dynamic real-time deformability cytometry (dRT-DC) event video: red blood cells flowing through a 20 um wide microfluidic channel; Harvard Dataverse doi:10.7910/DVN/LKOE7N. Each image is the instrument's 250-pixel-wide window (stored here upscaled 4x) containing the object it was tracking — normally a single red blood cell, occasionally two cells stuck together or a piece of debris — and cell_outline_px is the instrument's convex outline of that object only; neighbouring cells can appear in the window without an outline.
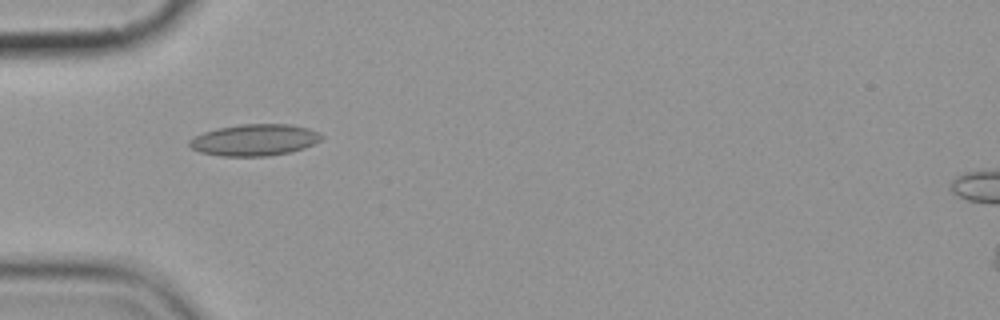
{"species": "common noctule bat (a hibernating species)", "species_latin": "Nyctalus noctula", "temperature_condition": "cold", "stored_images_in_passage": 10, "camera_frame_rate_fps": 3000, "um_per_image_px": 0.085, "animal": {"sex": "female", "body_mass_g": 19.9}, "frame": {"image": 1, "passage_image": 5, "time_ms": 4.667, "image_size_px": [1000, 320], "cell_outline_px": [[324, 136], [320, 140], [304, 148], [288, 152], [268, 156], [220, 156], [200, 152], [192, 148], [188, 144], [188, 140], [192, 136], [216, 128], [240, 124], [288, 124], [308, 128]], "centroid_in_image_um": [21.58, 11.89], "position_along_channel_um": 63.4, "area_um2": 24.28}}
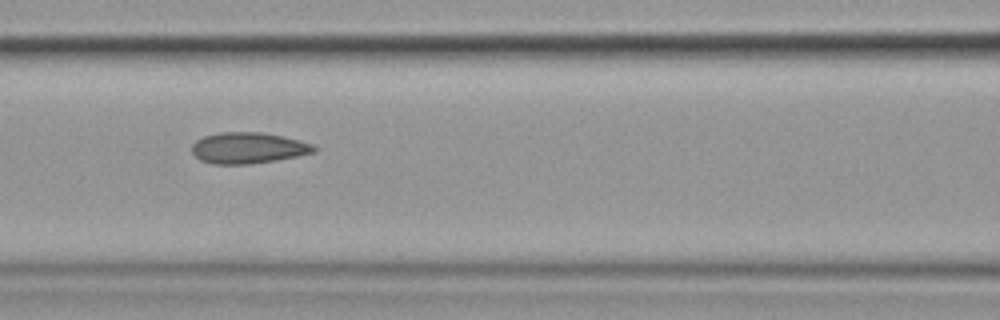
{"frame": {"image": 2, "passage_image": 7, "time_ms": 7.0, "image_size_px": [1000, 320], "cell_outline_px": [[316, 152], [276, 160], [248, 164], [212, 164], [200, 160], [192, 152], [192, 144], [196, 140], [204, 136], [220, 132], [264, 132], [300, 140], [312, 144], [316, 148]], "centroid_in_image_um": [21.08, 12.57], "position_along_channel_um": 145.5, "area_um2": 22.14}}
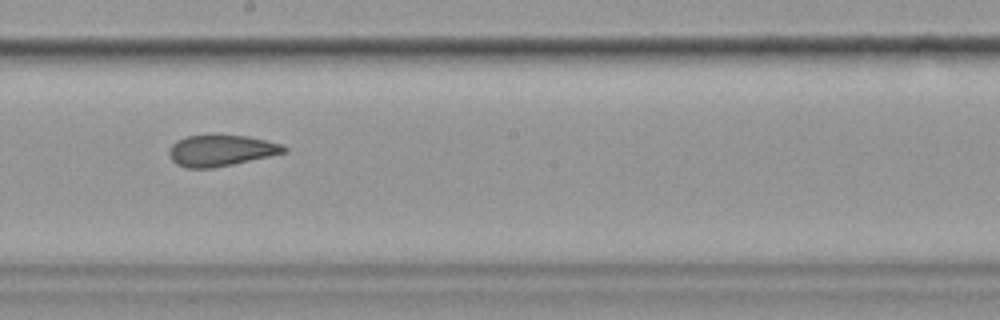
{"frame": {"image": 3, "passage_image": 9, "time_ms": 9.333, "image_size_px": [1000, 320], "cell_outline_px": [[288, 152], [232, 164], [212, 168], [188, 168], [176, 164], [172, 160], [168, 152], [172, 144], [176, 140], [188, 136], [212, 132], [216, 132], [248, 136], [280, 144], [288, 148]], "centroid_in_image_um": [18.76, 12.75], "position_along_channel_um": 229.4, "area_um2": 21.44}}